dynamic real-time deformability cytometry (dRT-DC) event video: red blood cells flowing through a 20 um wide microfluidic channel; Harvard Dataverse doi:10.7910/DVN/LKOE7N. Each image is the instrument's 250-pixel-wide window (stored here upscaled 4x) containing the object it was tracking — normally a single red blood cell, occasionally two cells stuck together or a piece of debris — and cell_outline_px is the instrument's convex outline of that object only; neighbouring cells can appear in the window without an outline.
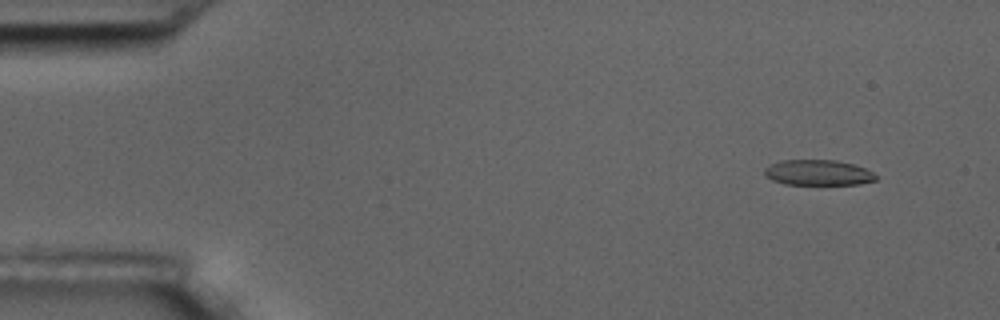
{"species": "common noctule bat (a hibernating species)", "species_latin": "Nyctalus noctula", "temperature_condition": "room temperature", "stored_images_in_passage": 9, "camera_frame_rate_fps": 3000, "um_per_image_px": 0.085, "animal": {"sex": "male", "body_mass_g": 17.5, "forearm_length_mm": 52.3}, "frame": {"image": 1, "passage_image": 1, "time_ms": 0.0, "image_size_px": [1000, 320], "cell_outline_px": [[876, 180], [860, 184], [784, 184], [772, 180], [764, 176], [764, 168], [780, 160], [836, 160], [852, 164], [864, 168], [872, 172], [876, 176]], "centroid_in_image_um": [69.5, 14.67], "position_along_channel_um": 15.5, "area_um2": 16.47}}
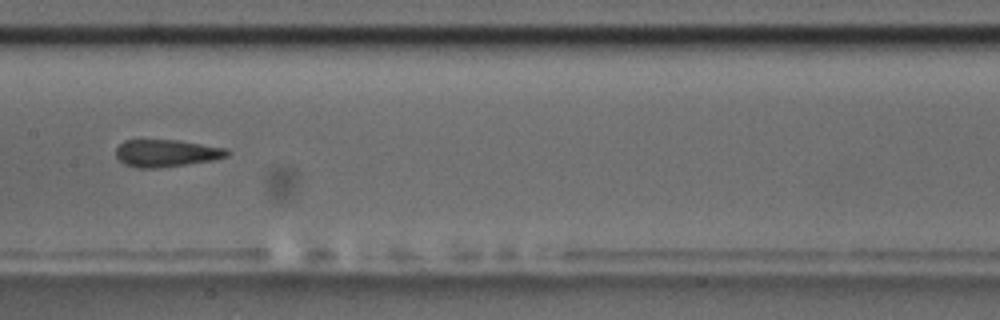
{"frame": {"image": 2, "passage_image": 8, "time_ms": 8.0, "image_size_px": [1000, 320], "cell_outline_px": [[232, 152], [228, 156], [212, 160], [156, 168], [136, 168], [124, 164], [116, 156], [116, 148], [124, 140], [180, 140], [228, 148]], "centroid_in_image_um": [14.16, 13.01], "position_along_channel_um": 193.2, "area_um2": 17.74}}
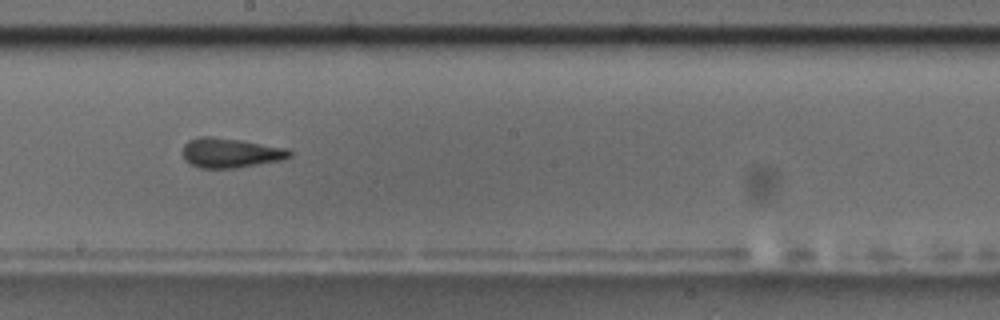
{"frame": {"image": 3, "passage_image": 9, "time_ms": 9.0, "image_size_px": [1000, 320], "cell_outline_px": [[292, 156], [280, 160], [236, 168], [200, 168], [188, 164], [184, 160], [180, 152], [184, 144], [188, 140], [200, 136], [208, 136], [244, 140], [288, 148], [292, 152]], "centroid_in_image_um": [19.54, 12.99], "position_along_channel_um": 228.7, "area_um2": 18.9}}